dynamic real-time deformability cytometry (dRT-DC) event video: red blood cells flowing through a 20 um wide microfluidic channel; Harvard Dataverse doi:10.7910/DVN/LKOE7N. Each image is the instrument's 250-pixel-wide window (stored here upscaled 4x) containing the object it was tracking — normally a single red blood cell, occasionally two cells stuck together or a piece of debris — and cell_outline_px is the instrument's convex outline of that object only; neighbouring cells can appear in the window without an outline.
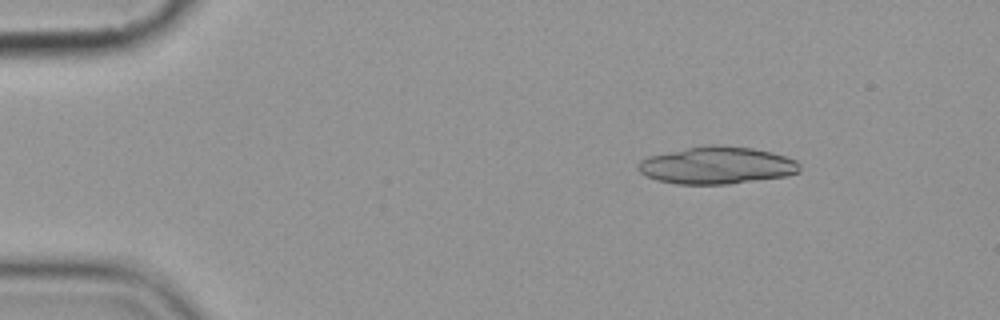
{"species": "common noctule bat (a hibernating species)", "species_latin": "Nyctalus noctula", "temperature_condition": "cold", "stored_images_in_passage": 7, "camera_frame_rate_fps": 3000, "um_per_image_px": 0.085, "animal": {"sex": "female", "body_mass_g": 19.9}, "frame": {"image": 1, "passage_image": 3, "time_ms": 2.333, "image_size_px": [1000, 320], "cell_outline_px": [[800, 172], [788, 176], [728, 184], [676, 184], [656, 180], [644, 176], [636, 168], [636, 164], [640, 160], [648, 156], [708, 144], [720, 144], [752, 148], [772, 152], [796, 160], [800, 164]], "centroid_in_image_um": [60.92, 14.06], "position_along_channel_um": 24.1, "area_um2": 35.43}}
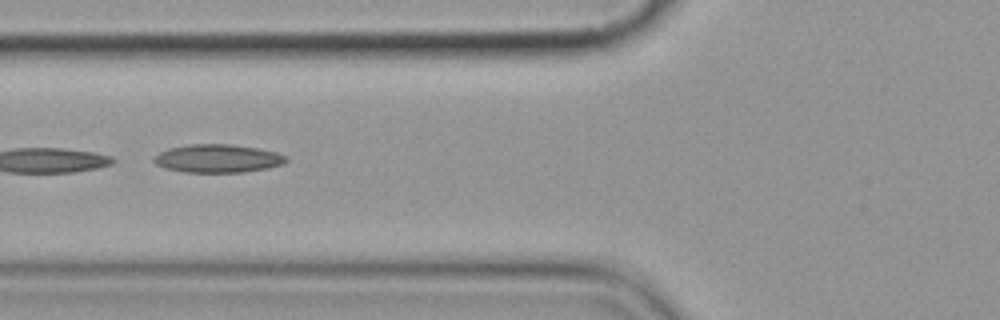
{"frame": {"image": 2, "passage_image": 7, "time_ms": 7.0, "image_size_px": [1000, 320], "cell_outline_px": [[288, 160], [284, 164], [268, 168], [244, 172], [184, 172], [164, 168], [156, 164], [152, 160], [152, 156], [168, 148], [188, 144], [228, 144], [256, 148], [276, 152], [288, 156]], "centroid_in_image_um": [18.49, 13.47], "position_along_channel_um": 107.3, "area_um2": 21.91}}